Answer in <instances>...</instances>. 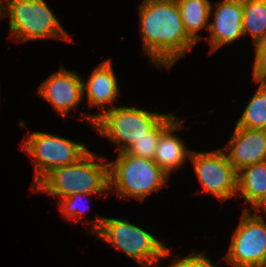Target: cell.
Returning a JSON list of instances; mask_svg holds the SVG:
<instances>
[{"mask_svg":"<svg viewBox=\"0 0 266 267\" xmlns=\"http://www.w3.org/2000/svg\"><path fill=\"white\" fill-rule=\"evenodd\" d=\"M242 194L249 210H256L266 199V161L251 164L237 172V195Z\"/></svg>","mask_w":266,"mask_h":267,"instance_id":"cell-15","label":"cell"},{"mask_svg":"<svg viewBox=\"0 0 266 267\" xmlns=\"http://www.w3.org/2000/svg\"><path fill=\"white\" fill-rule=\"evenodd\" d=\"M88 195H94V194L75 193L68 197L60 199L61 203L59 204V207L62 211L64 218L66 219L68 218L71 220L72 219L77 220L78 218H82L84 211H86V208H85L86 205H80V203H82L80 202V200L83 197L88 196Z\"/></svg>","mask_w":266,"mask_h":267,"instance_id":"cell-20","label":"cell"},{"mask_svg":"<svg viewBox=\"0 0 266 267\" xmlns=\"http://www.w3.org/2000/svg\"><path fill=\"white\" fill-rule=\"evenodd\" d=\"M192 161L203 192L224 202L237 197V172L222 149L212 152L191 151Z\"/></svg>","mask_w":266,"mask_h":267,"instance_id":"cell-9","label":"cell"},{"mask_svg":"<svg viewBox=\"0 0 266 267\" xmlns=\"http://www.w3.org/2000/svg\"><path fill=\"white\" fill-rule=\"evenodd\" d=\"M225 153L235 171L266 161V130L235 127Z\"/></svg>","mask_w":266,"mask_h":267,"instance_id":"cell-11","label":"cell"},{"mask_svg":"<svg viewBox=\"0 0 266 267\" xmlns=\"http://www.w3.org/2000/svg\"><path fill=\"white\" fill-rule=\"evenodd\" d=\"M91 223V233H97L94 235L120 249L142 267L158 266L161 258H168L171 254L169 248L154 235L127 219L106 218L97 214Z\"/></svg>","mask_w":266,"mask_h":267,"instance_id":"cell-3","label":"cell"},{"mask_svg":"<svg viewBox=\"0 0 266 267\" xmlns=\"http://www.w3.org/2000/svg\"><path fill=\"white\" fill-rule=\"evenodd\" d=\"M216 7L213 21L209 22L211 52L218 50L221 46L232 43L241 38L243 0H223L210 9Z\"/></svg>","mask_w":266,"mask_h":267,"instance_id":"cell-12","label":"cell"},{"mask_svg":"<svg viewBox=\"0 0 266 267\" xmlns=\"http://www.w3.org/2000/svg\"><path fill=\"white\" fill-rule=\"evenodd\" d=\"M188 37L196 44L201 38L198 31H208L209 17L212 15L209 0H176Z\"/></svg>","mask_w":266,"mask_h":267,"instance_id":"cell-16","label":"cell"},{"mask_svg":"<svg viewBox=\"0 0 266 267\" xmlns=\"http://www.w3.org/2000/svg\"><path fill=\"white\" fill-rule=\"evenodd\" d=\"M166 115L128 106H114L94 121L93 128L100 136L116 144L118 153H121L134 141L146 137Z\"/></svg>","mask_w":266,"mask_h":267,"instance_id":"cell-6","label":"cell"},{"mask_svg":"<svg viewBox=\"0 0 266 267\" xmlns=\"http://www.w3.org/2000/svg\"><path fill=\"white\" fill-rule=\"evenodd\" d=\"M100 158L88 151L76 163L58 167L47 173L34 187L35 192H46L60 199L75 193L101 194L109 192V164L96 162Z\"/></svg>","mask_w":266,"mask_h":267,"instance_id":"cell-2","label":"cell"},{"mask_svg":"<svg viewBox=\"0 0 266 267\" xmlns=\"http://www.w3.org/2000/svg\"><path fill=\"white\" fill-rule=\"evenodd\" d=\"M109 164V192L143 201L146 196L162 189L167 175L153 160L121 152Z\"/></svg>","mask_w":266,"mask_h":267,"instance_id":"cell-4","label":"cell"},{"mask_svg":"<svg viewBox=\"0 0 266 267\" xmlns=\"http://www.w3.org/2000/svg\"><path fill=\"white\" fill-rule=\"evenodd\" d=\"M5 0H0V18L2 19L5 16ZM0 19V20H1Z\"/></svg>","mask_w":266,"mask_h":267,"instance_id":"cell-24","label":"cell"},{"mask_svg":"<svg viewBox=\"0 0 266 267\" xmlns=\"http://www.w3.org/2000/svg\"><path fill=\"white\" fill-rule=\"evenodd\" d=\"M169 267H216L212 264L210 258L205 256L204 252L196 253L192 252L191 254L177 258L172 261V264Z\"/></svg>","mask_w":266,"mask_h":267,"instance_id":"cell-21","label":"cell"},{"mask_svg":"<svg viewBox=\"0 0 266 267\" xmlns=\"http://www.w3.org/2000/svg\"><path fill=\"white\" fill-rule=\"evenodd\" d=\"M38 94L65 117L84 99L83 79L62 66L41 83Z\"/></svg>","mask_w":266,"mask_h":267,"instance_id":"cell-10","label":"cell"},{"mask_svg":"<svg viewBox=\"0 0 266 267\" xmlns=\"http://www.w3.org/2000/svg\"><path fill=\"white\" fill-rule=\"evenodd\" d=\"M5 10L11 36L20 42L41 38L72 41L44 0H5Z\"/></svg>","mask_w":266,"mask_h":267,"instance_id":"cell-5","label":"cell"},{"mask_svg":"<svg viewBox=\"0 0 266 267\" xmlns=\"http://www.w3.org/2000/svg\"><path fill=\"white\" fill-rule=\"evenodd\" d=\"M139 16L143 51L154 65L169 69L195 46L176 0H143Z\"/></svg>","mask_w":266,"mask_h":267,"instance_id":"cell-1","label":"cell"},{"mask_svg":"<svg viewBox=\"0 0 266 267\" xmlns=\"http://www.w3.org/2000/svg\"><path fill=\"white\" fill-rule=\"evenodd\" d=\"M172 114H167L149 133L137 141L125 151L135 157L153 160L156 152L157 142L161 132L175 119Z\"/></svg>","mask_w":266,"mask_h":267,"instance_id":"cell-19","label":"cell"},{"mask_svg":"<svg viewBox=\"0 0 266 267\" xmlns=\"http://www.w3.org/2000/svg\"><path fill=\"white\" fill-rule=\"evenodd\" d=\"M260 207L263 208L264 212H265V216L263 217L262 214L259 213V215L265 219L266 217V199L258 206V208L255 210V212H259Z\"/></svg>","mask_w":266,"mask_h":267,"instance_id":"cell-25","label":"cell"},{"mask_svg":"<svg viewBox=\"0 0 266 267\" xmlns=\"http://www.w3.org/2000/svg\"><path fill=\"white\" fill-rule=\"evenodd\" d=\"M183 119L175 118L160 134L153 161L167 174L178 170L190 157L191 150L173 133L181 130Z\"/></svg>","mask_w":266,"mask_h":267,"instance_id":"cell-14","label":"cell"},{"mask_svg":"<svg viewBox=\"0 0 266 267\" xmlns=\"http://www.w3.org/2000/svg\"><path fill=\"white\" fill-rule=\"evenodd\" d=\"M21 148L32 156L35 169L33 188L55 168L76 163L89 150L82 143L45 132H32L25 136Z\"/></svg>","mask_w":266,"mask_h":267,"instance_id":"cell-7","label":"cell"},{"mask_svg":"<svg viewBox=\"0 0 266 267\" xmlns=\"http://www.w3.org/2000/svg\"><path fill=\"white\" fill-rule=\"evenodd\" d=\"M242 32L251 35L254 45L266 33V0H243Z\"/></svg>","mask_w":266,"mask_h":267,"instance_id":"cell-17","label":"cell"},{"mask_svg":"<svg viewBox=\"0 0 266 267\" xmlns=\"http://www.w3.org/2000/svg\"><path fill=\"white\" fill-rule=\"evenodd\" d=\"M87 93L86 99L88 100L90 107L101 106L102 112L100 114H88L85 113L84 121L90 123L93 127L94 121L108 109H112L114 106V100L120 93L117 79L114 74L111 60H105L99 64L92 72L88 81L83 79V94ZM110 104L109 108H106V104ZM105 105V106H104Z\"/></svg>","mask_w":266,"mask_h":267,"instance_id":"cell-13","label":"cell"},{"mask_svg":"<svg viewBox=\"0 0 266 267\" xmlns=\"http://www.w3.org/2000/svg\"><path fill=\"white\" fill-rule=\"evenodd\" d=\"M244 209L224 257L234 267H261L266 261V222Z\"/></svg>","mask_w":266,"mask_h":267,"instance_id":"cell-8","label":"cell"},{"mask_svg":"<svg viewBox=\"0 0 266 267\" xmlns=\"http://www.w3.org/2000/svg\"><path fill=\"white\" fill-rule=\"evenodd\" d=\"M247 104L236 127L266 130V87L259 85Z\"/></svg>","mask_w":266,"mask_h":267,"instance_id":"cell-18","label":"cell"},{"mask_svg":"<svg viewBox=\"0 0 266 267\" xmlns=\"http://www.w3.org/2000/svg\"><path fill=\"white\" fill-rule=\"evenodd\" d=\"M253 80L266 87V56H255L253 65Z\"/></svg>","mask_w":266,"mask_h":267,"instance_id":"cell-22","label":"cell"},{"mask_svg":"<svg viewBox=\"0 0 266 267\" xmlns=\"http://www.w3.org/2000/svg\"><path fill=\"white\" fill-rule=\"evenodd\" d=\"M261 267H266V261L262 264Z\"/></svg>","mask_w":266,"mask_h":267,"instance_id":"cell-26","label":"cell"},{"mask_svg":"<svg viewBox=\"0 0 266 267\" xmlns=\"http://www.w3.org/2000/svg\"><path fill=\"white\" fill-rule=\"evenodd\" d=\"M254 46L255 56H266V33Z\"/></svg>","mask_w":266,"mask_h":267,"instance_id":"cell-23","label":"cell"}]
</instances>
